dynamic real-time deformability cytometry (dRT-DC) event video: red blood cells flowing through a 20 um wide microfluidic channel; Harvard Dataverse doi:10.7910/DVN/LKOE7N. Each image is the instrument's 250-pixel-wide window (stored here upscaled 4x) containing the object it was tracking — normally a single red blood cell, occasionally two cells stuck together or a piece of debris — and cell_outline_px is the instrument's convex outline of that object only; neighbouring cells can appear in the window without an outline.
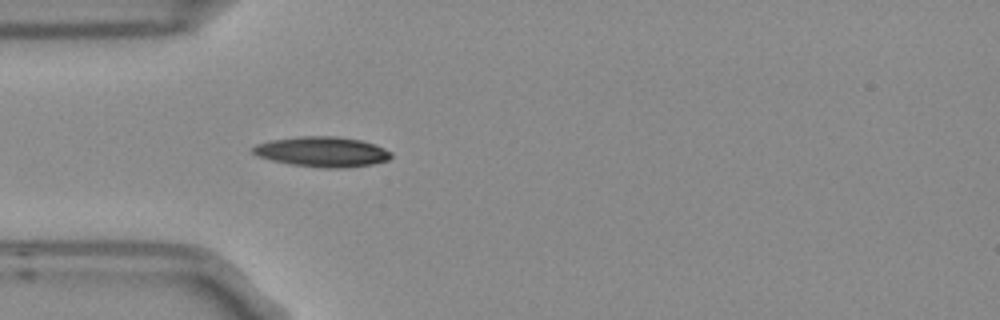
{"species": "Egyptian fruit bat (a non-hibernating species)", "species_latin": "Rousettus aegyptiacus", "temperature_condition": "room temperature", "stored_images_in_passage": 1, "camera_frame_rate_fps": 3000, "um_per_image_px": 0.085, "frame": {"image": 1, "passage_image": 1, "time_ms": 0.0, "image_size_px": [1000, 320], "cell_outline_px": [[392, 156], [388, 160], [372, 164], [348, 168], [324, 168], [292, 164], [272, 160], [256, 156], [252, 152], [252, 148], [256, 144], [272, 140], [300, 136], [336, 136], [360, 140], [384, 148], [392, 152]], "centroid_in_image_um": [27.39, 12.9], "position_along_channel_um": 57.6, "area_um2": 24.22}}